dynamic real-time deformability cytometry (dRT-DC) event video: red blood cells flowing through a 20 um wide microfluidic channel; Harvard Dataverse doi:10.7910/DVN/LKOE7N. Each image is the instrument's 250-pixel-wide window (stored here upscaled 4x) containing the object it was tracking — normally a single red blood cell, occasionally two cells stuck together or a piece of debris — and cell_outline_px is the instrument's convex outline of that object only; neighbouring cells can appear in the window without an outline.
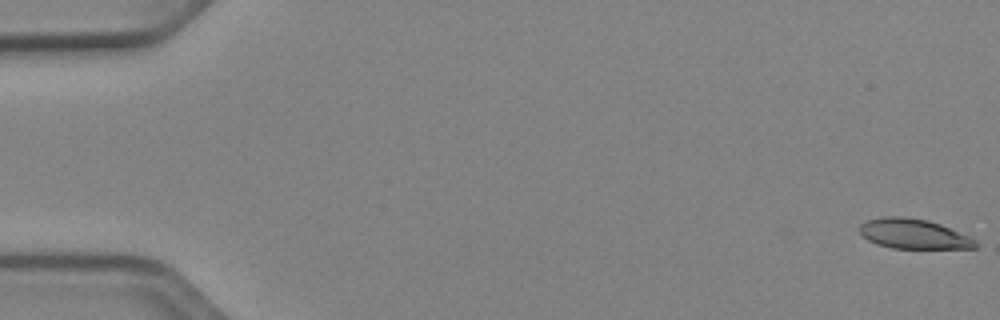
{"species": "Egyptian fruit bat (a non-hibernating species)", "species_latin": "Rousettus aegyptiacus", "temperature_condition": "cold", "stored_images_in_passage": 54, "segment_of_instrument_passage": [1, 2], "camera_frame_rate_fps": 3000, "um_per_image_px": 0.085, "animal": {"sex": "female"}, "frame": {"image": 1, "passage_image": 1, "time_ms": 0.0, "image_size_px": [1000, 320], "cell_outline_px": [[980, 244], [976, 248], [892, 248], [876, 244], [868, 240], [860, 232], [860, 224], [868, 220], [884, 216], [904, 216], [928, 220], [940, 224], [968, 236], [976, 240]], "centroid_in_image_um": [77.66, 19.88], "position_along_channel_um": 7.3, "area_um2": 20.11}}
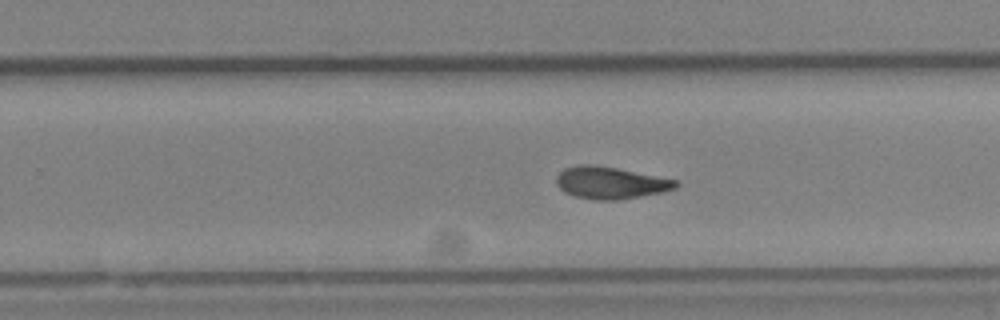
{"frame": {"image": 2, "passage_image": 34, "time_ms": 11.0, "image_size_px": [1000, 320], "cell_outline_px": [[680, 184], [676, 188], [664, 192], [616, 200], [596, 200], [576, 196], [564, 192], [556, 184], [556, 176], [564, 168], [580, 164], [592, 164], [616, 168], [676, 180]], "centroid_in_image_um": [51.87, 15.53], "position_along_channel_um": 277.9, "area_um2": 22.2}}
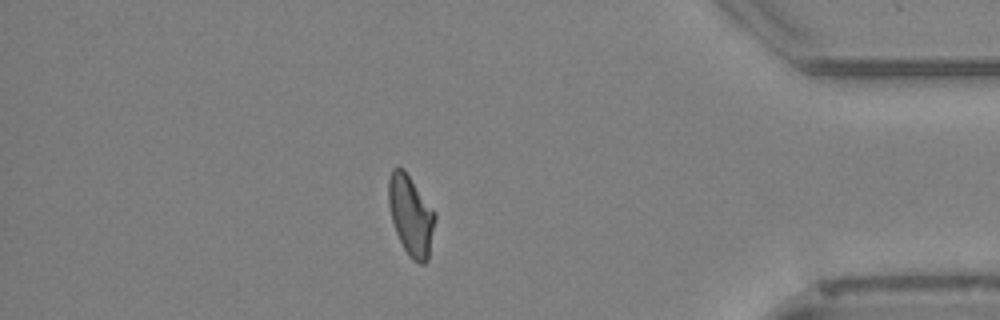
{"frame": {"image": 3, "passage_image": 46, "time_ms": 15.0, "image_size_px": [1000, 320], "cell_outline_px": [[436, 220], [428, 260], [424, 264], [420, 264], [412, 260], [408, 256], [396, 232], [392, 220], [388, 204], [388, 180], [392, 168], [404, 168], [436, 212]], "centroid_in_image_um": [34.94, 18.31], "position_along_channel_um": 400.3, "area_um2": 21.96}}